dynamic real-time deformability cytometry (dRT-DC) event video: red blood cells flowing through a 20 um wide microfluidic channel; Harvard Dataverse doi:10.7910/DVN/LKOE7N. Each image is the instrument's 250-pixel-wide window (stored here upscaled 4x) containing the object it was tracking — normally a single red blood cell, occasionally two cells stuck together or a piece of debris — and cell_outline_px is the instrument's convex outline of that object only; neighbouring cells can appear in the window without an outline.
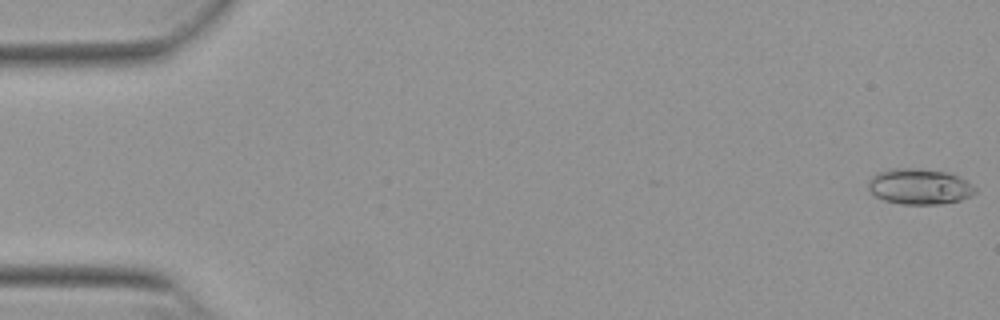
{"species": "Egyptian fruit bat (a non-hibernating species)", "species_latin": "Rousettus aegyptiacus", "temperature_condition": "warm", "stored_images_in_passage": 53, "camera_frame_rate_fps": 3000, "um_per_image_px": 0.085, "animal": {"sex": "female"}, "frame": {"image": 1, "passage_image": 1, "time_ms": 0.0, "image_size_px": [1000, 320], "cell_outline_px": [[976, 192], [972, 196], [960, 200], [940, 204], [900, 204], [884, 200], [876, 196], [868, 188], [868, 180], [876, 172], [892, 168], [920, 168], [944, 172], [968, 180], [976, 188]], "centroid_in_image_um": [78.15, 15.85], "position_along_channel_um": 6.9, "area_um2": 22.37}}
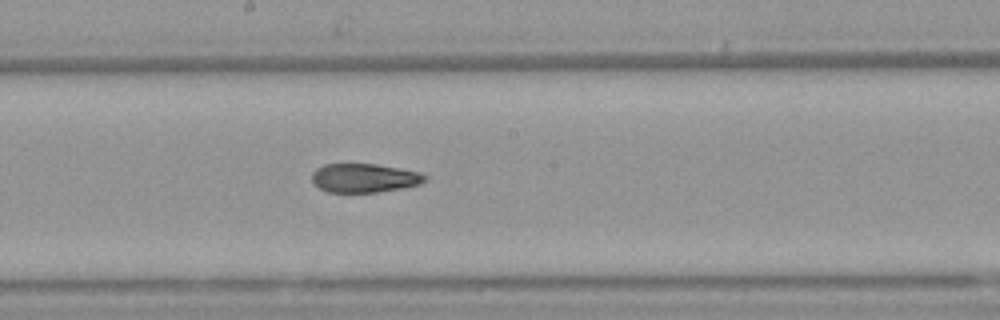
{"frame": {"image": 2, "passage_image": 29, "time_ms": 9.333, "image_size_px": [1000, 320], "cell_outline_px": [[428, 176], [420, 184], [404, 188], [376, 192], [328, 192], [320, 188], [312, 180], [312, 172], [316, 168], [324, 164], [376, 164], [400, 168], [420, 172]], "centroid_in_image_um": [30.98, 15.12], "position_along_channel_um": 217.2, "area_um2": 19.02}}
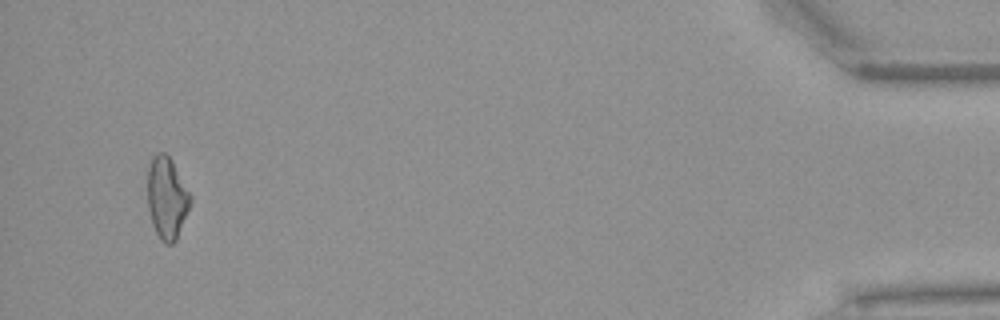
{"frame": {"image": 3, "passage_image": 51, "time_ms": 16.667, "image_size_px": [1000, 320], "cell_outline_px": [[192, 200], [176, 240], [172, 244], [168, 244], [160, 240], [152, 224], [148, 208], [148, 168], [152, 156], [156, 152], [164, 152], [172, 160], [192, 196]], "centroid_in_image_um": [14.18, 16.8], "position_along_channel_um": 421.0, "area_um2": 20.46}, "authors_computed_cell_mechanics": {"area_um2": 20.3456, "velocity_mm_per_s": 3.8663, "shape_relaxation_time_tau1_ms": null, "shape_relaxation_time_tau2_ms": 3.1354, "deformation_change_tau1": null, "deformation_change_tau2": 0.1059}}